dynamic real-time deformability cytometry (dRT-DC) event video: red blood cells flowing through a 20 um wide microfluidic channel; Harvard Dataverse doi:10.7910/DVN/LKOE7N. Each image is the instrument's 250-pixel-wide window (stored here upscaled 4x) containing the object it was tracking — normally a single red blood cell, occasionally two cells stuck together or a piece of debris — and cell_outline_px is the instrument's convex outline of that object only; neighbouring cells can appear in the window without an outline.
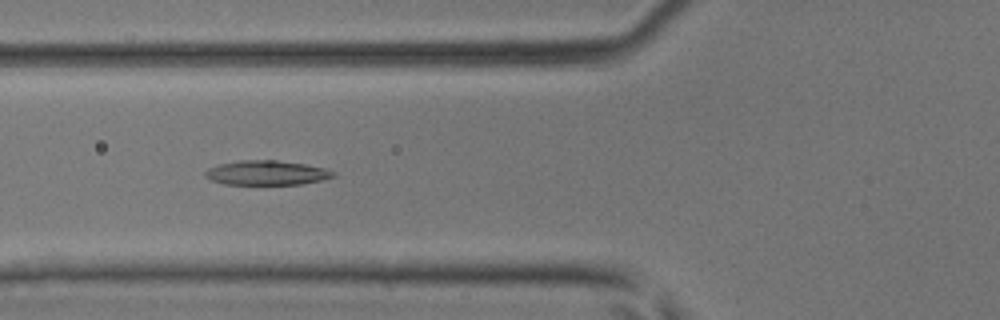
{"species": "common noctule bat (a hibernating species)", "species_latin": "Nyctalus noctula", "temperature_condition": "room temperature", "stored_images_in_passage": 44, "camera_frame_rate_fps": 3000, "um_per_image_px": 0.085, "animal": {"sex": "male", "body_mass_g": 17.9, "forearm_length_mm": 54.2}, "frame": {"image": 1, "passage_image": 18, "time_ms": 5.667, "image_size_px": [1000, 320], "cell_outline_px": [[336, 176], [320, 180], [300, 184], [224, 184], [212, 180], [204, 176], [204, 172], [208, 168], [220, 164], [240, 160], [276, 160], [304, 164], [324, 168], [336, 172]], "centroid_in_image_um": [22.65, 14.68], "position_along_channel_um": 103.1, "area_um2": 18.15}}
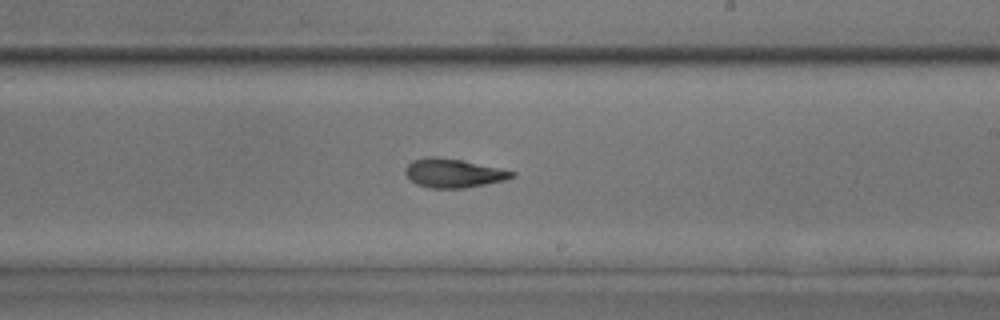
{"frame": {"image": 2, "passage_image": 28, "time_ms": 9.0, "image_size_px": [1000, 320], "cell_outline_px": [[516, 176], [504, 180], [464, 188], [428, 188], [416, 184], [404, 172], [404, 168], [412, 160], [424, 156], [440, 156], [464, 160], [500, 168], [516, 172]], "centroid_in_image_um": [38.52, 14.69], "position_along_channel_um": 250.5, "area_um2": 18.15}}
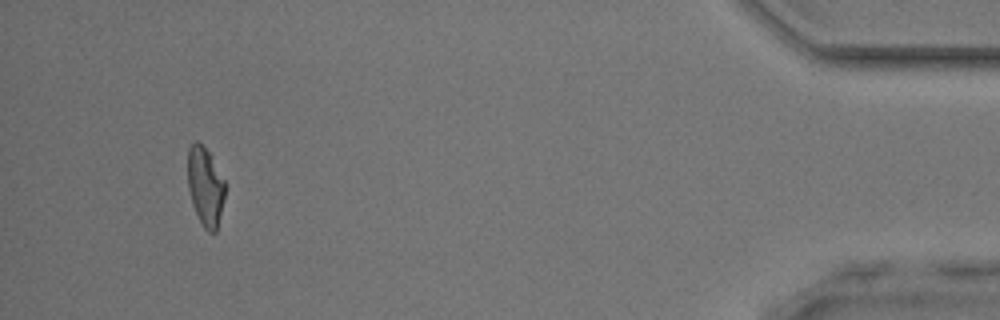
{"frame": {"image": 3, "passage_image": 44, "time_ms": 14.333, "image_size_px": [1000, 320], "cell_outline_px": [[224, 200], [216, 232], [208, 232], [204, 228], [192, 204], [188, 188], [188, 148], [196, 140], [208, 152], [224, 180]], "centroid_in_image_um": [17.44, 15.87], "position_along_channel_um": 417.8, "area_um2": 16.76}}